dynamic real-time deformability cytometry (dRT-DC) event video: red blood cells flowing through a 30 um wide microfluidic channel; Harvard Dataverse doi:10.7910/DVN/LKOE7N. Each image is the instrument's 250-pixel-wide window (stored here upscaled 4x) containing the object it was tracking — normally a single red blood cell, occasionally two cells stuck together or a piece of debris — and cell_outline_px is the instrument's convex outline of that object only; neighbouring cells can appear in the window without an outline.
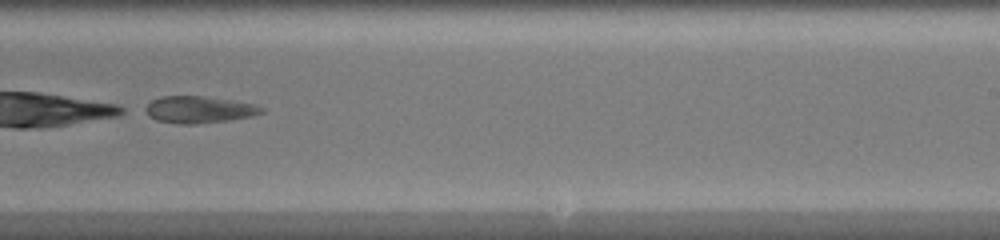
{"species": "common noctule bat (a hibernating species)", "species_latin": "Nyctalus noctula", "temperature_condition": "warm", "stored_images_in_passage": 43, "camera_frame_rate_fps": 3000, "um_per_image_px": 0.085, "animal": {"sex": "female", "body_mass_g": 20.0, "forearm_length_mm": 54.0}, "frame": {"image": 1, "passage_image": 29, "time_ms": 9.333, "image_size_px": [1000, 240], "cell_outline_px": [[264, 112], [252, 116], [228, 120], [196, 124], [176, 124], [156, 120], [148, 116], [140, 108], [152, 100], [160, 96], [204, 96], [232, 100], [256, 104], [264, 108]], "centroid_in_image_um": [16.85, 9.31], "position_along_channel_um": 272.1, "area_um2": 18.55}}